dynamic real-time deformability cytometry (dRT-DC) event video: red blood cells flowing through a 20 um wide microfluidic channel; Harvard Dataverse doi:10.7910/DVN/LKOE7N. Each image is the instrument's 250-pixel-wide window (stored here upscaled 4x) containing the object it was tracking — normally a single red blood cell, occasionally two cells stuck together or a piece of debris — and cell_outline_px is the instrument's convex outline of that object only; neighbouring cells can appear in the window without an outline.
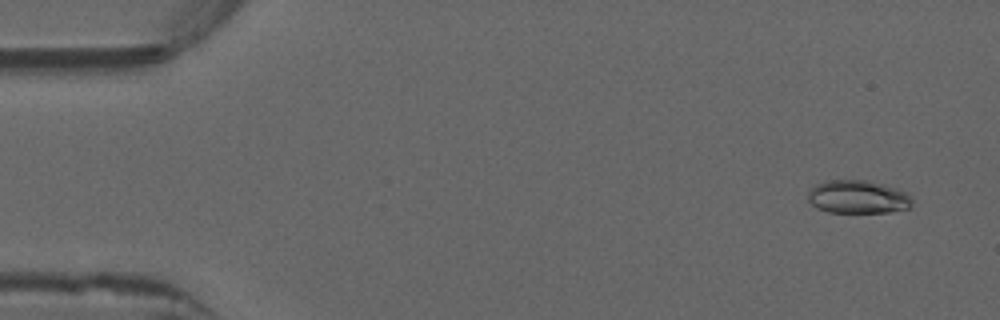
{"species": "common noctule bat (a hibernating species)", "species_latin": "Nyctalus noctula", "temperature_condition": "warm", "stored_images_in_passage": 51, "camera_frame_rate_fps": 3000, "um_per_image_px": 0.085, "animal": {"sex": "male", "forearm_length_mm": 52.5}, "frame": {"image": 1, "passage_image": 3, "time_ms": 0.667, "image_size_px": [1000, 320], "cell_outline_px": [[912, 204], [908, 208], [888, 212], [828, 212], [816, 208], [808, 200], [808, 188], [816, 184], [828, 180], [868, 180], [884, 184], [904, 192], [912, 200]], "centroid_in_image_um": [72.86, 16.73], "position_along_channel_um": 12.1, "area_um2": 20.11}}
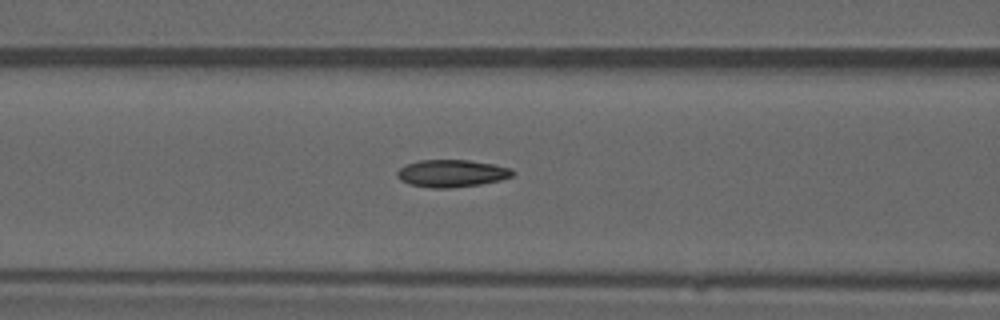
{"frame": {"image": 2, "passage_image": 21, "time_ms": 6.667, "image_size_px": [1000, 320], "cell_outline_px": [[516, 172], [512, 176], [500, 180], [480, 184], [452, 188], [432, 188], [408, 184], [400, 180], [396, 176], [396, 172], [400, 168], [408, 164], [420, 160], [468, 160], [496, 164], [512, 168]], "centroid_in_image_um": [38.42, 14.73], "position_along_channel_um": 128.2, "area_um2": 18.55}}
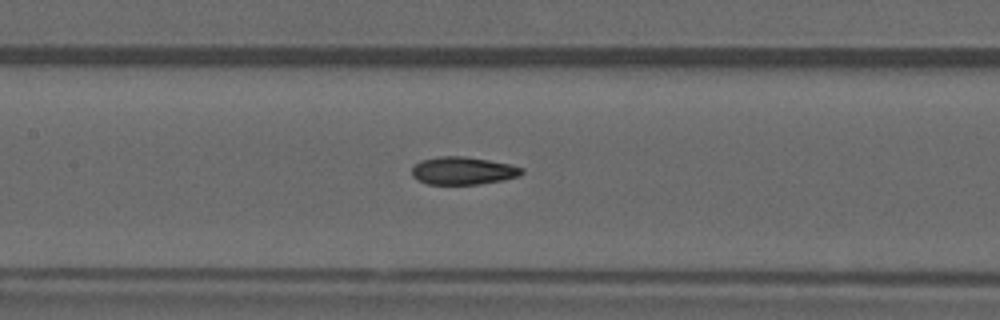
{"frame": {"image": 3, "passage_image": 24, "time_ms": 7.667, "image_size_px": [1000, 320], "cell_outline_px": [[524, 172], [520, 176], [480, 184], [428, 184], [416, 180], [412, 176], [412, 168], [420, 160], [440, 156], [464, 156], [488, 160], [508, 164], [524, 168]], "centroid_in_image_um": [39.33, 14.51], "position_along_channel_um": 168.1, "area_um2": 17.74}, "authors_computed_cell_mechanics": {"area_um2": 17.918, "velocity_mm_per_s": 3.9749, "shape_relaxation_time_tau1_ms": null, "shape_relaxation_time_tau2_ms": 1.9775, "deformation_change_tau1": null, "deformation_change_tau2": 0.0768}}